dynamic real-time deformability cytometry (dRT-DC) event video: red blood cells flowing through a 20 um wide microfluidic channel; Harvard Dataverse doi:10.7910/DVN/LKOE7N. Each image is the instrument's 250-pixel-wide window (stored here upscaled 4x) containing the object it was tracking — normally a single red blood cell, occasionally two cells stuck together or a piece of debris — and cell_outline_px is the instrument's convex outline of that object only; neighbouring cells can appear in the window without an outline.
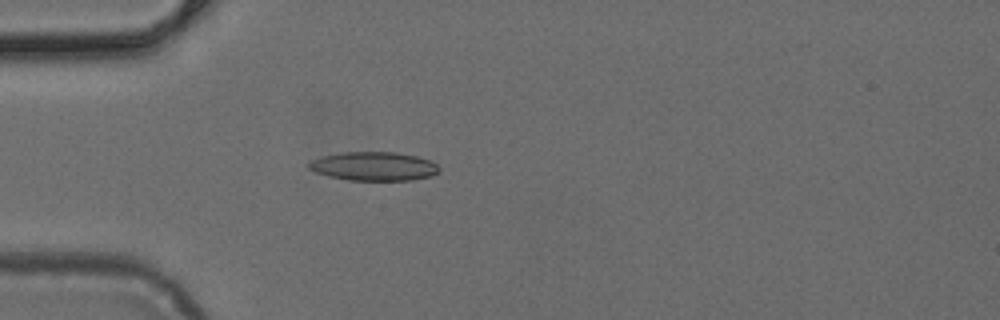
{"species": "common noctule bat (a hibernating species)", "species_latin": "Nyctalus noctula", "temperature_condition": "cold", "stored_images_in_passage": 3, "camera_frame_rate_fps": 3000, "um_per_image_px": 0.085, "animal": {"sex": "female", "body_mass_g": 24.6, "forearm_length_mm": 56.2}, "frame": {"image": 1, "passage_image": 3, "time_ms": 0.667, "image_size_px": [1000, 320], "cell_outline_px": [[440, 172], [432, 176], [412, 180], [348, 180], [328, 176], [316, 172], [308, 168], [308, 164], [312, 160], [324, 156], [344, 152], [396, 152], [416, 156], [428, 160], [436, 164], [440, 168]], "centroid_in_image_um": [31.8, 14.14], "position_along_channel_um": 53.2, "area_um2": 21.79}}